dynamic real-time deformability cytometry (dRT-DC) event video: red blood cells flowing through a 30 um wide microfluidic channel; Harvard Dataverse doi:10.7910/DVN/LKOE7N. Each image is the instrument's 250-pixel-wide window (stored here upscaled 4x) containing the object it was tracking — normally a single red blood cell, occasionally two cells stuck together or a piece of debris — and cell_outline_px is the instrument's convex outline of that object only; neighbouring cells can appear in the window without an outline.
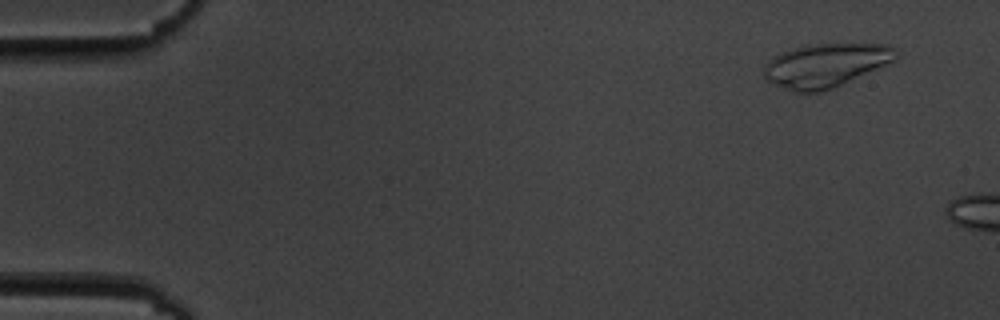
{"species": "common noctule bat (a hibernating species)", "species_latin": "Nyctalus noctula", "temperature_condition": "cold", "stored_images_in_passage": 7, "camera_frame_rate_fps": 3000, "um_per_image_px": 0.085, "animal": {"sex": "male", "body_mass_g": 19.5, "forearm_length_mm": 54.6}, "frame": {"image": 1, "passage_image": 3, "time_ms": 0.667, "image_size_px": [1000, 320], "cell_outline_px": [[900, 52], [892, 60], [884, 64], [832, 88], [820, 92], [792, 92], [764, 80], [764, 68], [772, 56], [792, 48], [804, 44], [888, 44]], "centroid_in_image_um": [70.1, 5.54], "position_along_channel_um": 14.9, "area_um2": 33.23}}